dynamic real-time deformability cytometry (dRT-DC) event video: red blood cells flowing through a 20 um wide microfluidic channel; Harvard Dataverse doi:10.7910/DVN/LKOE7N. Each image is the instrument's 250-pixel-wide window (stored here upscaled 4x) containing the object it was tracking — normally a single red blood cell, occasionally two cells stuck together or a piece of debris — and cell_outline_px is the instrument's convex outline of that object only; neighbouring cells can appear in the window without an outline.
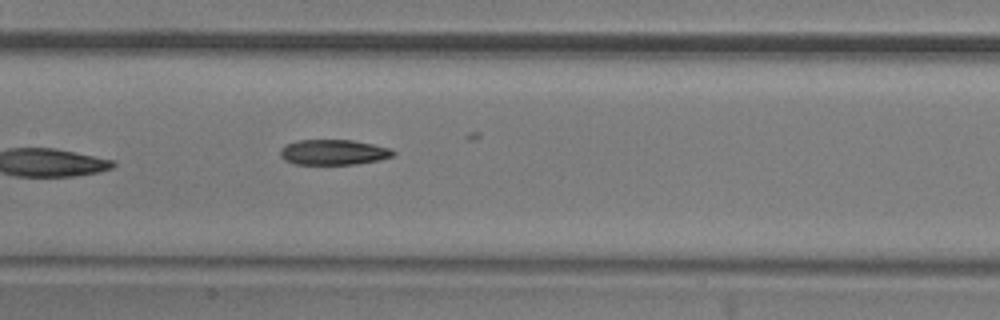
{"species": "common noctule bat (a hibernating species)", "species_latin": "Nyctalus noctula", "temperature_condition": "room temperature", "stored_images_in_passage": 7, "camera_frame_rate_fps": 3000, "um_per_image_px": 0.085, "animal": {"sex": "male", "body_mass_g": 20.5, "forearm_length_mm": 52.5}, "frame": {"image": 1, "passage_image": 7, "time_ms": 2.0, "image_size_px": [1000, 320], "cell_outline_px": [[396, 152], [392, 156], [376, 160], [356, 164], [296, 164], [284, 160], [280, 156], [280, 148], [284, 144], [296, 140], [352, 140], [372, 144], [388, 148]], "centroid_in_image_um": [28.27, 12.93], "position_along_channel_um": 179.1, "area_um2": 16.59}}